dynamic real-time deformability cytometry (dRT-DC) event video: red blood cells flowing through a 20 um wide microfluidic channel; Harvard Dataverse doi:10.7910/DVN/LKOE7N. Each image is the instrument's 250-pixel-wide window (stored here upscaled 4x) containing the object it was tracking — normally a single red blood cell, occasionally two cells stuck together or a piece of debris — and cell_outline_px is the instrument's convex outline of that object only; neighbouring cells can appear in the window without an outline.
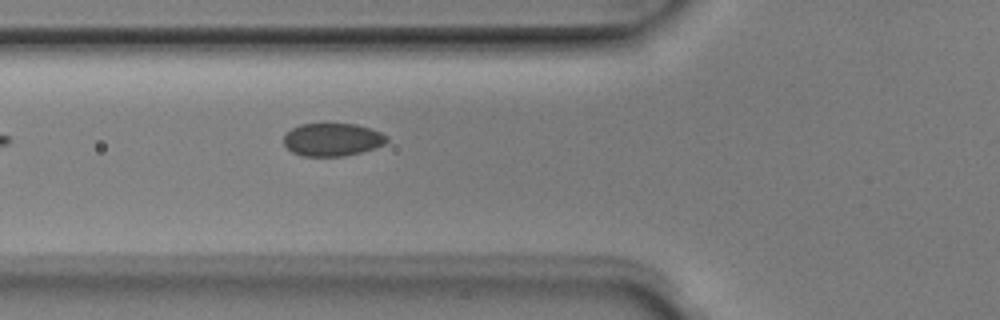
{"species": "Egyptian fruit bat (a non-hibernating species)", "species_latin": "Rousettus aegyptiacus", "temperature_condition": "room temperature", "stored_images_in_passage": 2, "camera_frame_rate_fps": 3000, "um_per_image_px": 0.085, "animal": {"sex": "male"}, "frame": {"image": 1, "passage_image": 2, "time_ms": 0.333, "image_size_px": [1000, 320], "cell_outline_px": [[388, 140], [384, 144], [360, 152], [344, 156], [300, 156], [292, 152], [284, 144], [284, 136], [292, 128], [300, 124], [356, 124], [372, 128], [388, 136]], "centroid_in_image_um": [28.25, 11.86], "position_along_channel_um": 97.5, "area_um2": 19.71}}